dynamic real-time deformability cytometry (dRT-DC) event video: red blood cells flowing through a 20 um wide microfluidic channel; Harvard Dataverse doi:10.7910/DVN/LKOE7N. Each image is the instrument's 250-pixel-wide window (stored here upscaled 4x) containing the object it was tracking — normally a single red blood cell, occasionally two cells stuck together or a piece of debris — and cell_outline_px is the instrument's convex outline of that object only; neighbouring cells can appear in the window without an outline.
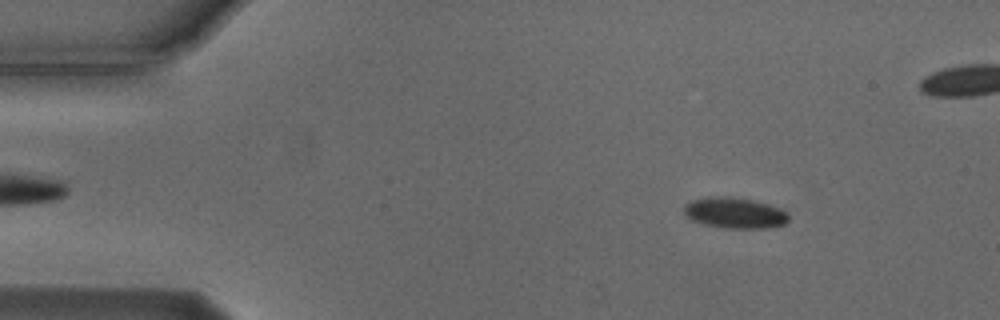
{"species": "Egyptian fruit bat (a non-hibernating species)", "species_latin": "Rousettus aegyptiacus", "temperature_condition": "cold", "stored_images_in_passage": 55, "camera_frame_rate_fps": 3000, "um_per_image_px": 0.085, "animal": {"sex": "male"}, "frame": {"image": 1, "passage_image": 7, "time_ms": 2.0, "image_size_px": [1000, 320], "cell_outline_px": [[788, 220], [784, 224], [764, 228], [724, 228], [704, 224], [692, 220], [684, 216], [684, 204], [692, 200], [712, 196], [728, 196], [752, 200], [768, 204], [784, 212], [788, 216]], "centroid_in_image_um": [62.37, 18.09], "position_along_channel_um": 22.6, "area_um2": 18.61}}
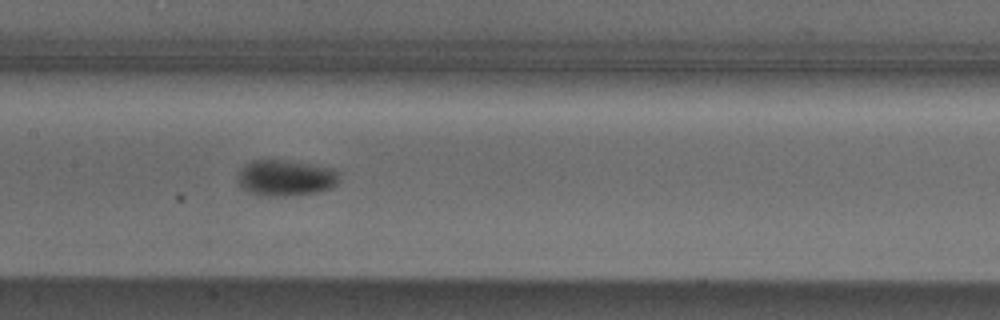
{"frame": {"image": 2, "passage_image": 26, "time_ms": 8.333, "image_size_px": [1000, 320], "cell_outline_px": [[340, 180], [332, 188], [316, 192], [284, 196], [260, 196], [248, 192], [240, 188], [236, 180], [236, 176], [240, 168], [252, 160], [284, 160], [332, 168], [336, 172]], "centroid_in_image_um": [24.2, 15.13], "position_along_channel_um": 183.2, "area_um2": 21.5}}
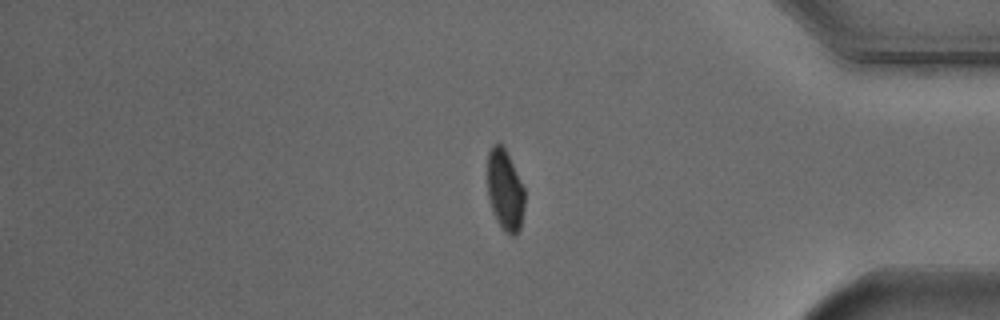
{"frame": {"image": 3, "passage_image": 45, "time_ms": 14.667, "image_size_px": [1000, 320], "cell_outline_px": [[524, 208], [520, 228], [516, 236], [512, 236], [496, 220], [488, 196], [488, 152], [492, 144], [500, 144], [504, 148], [524, 188]], "centroid_in_image_um": [42.92, 16.17], "position_along_channel_um": 392.3, "area_um2": 17.11}, "authors_computed_cell_mechanics": {"area_um2": 18.6694, "velocity_mm_per_s": 3.7321, "shape_relaxation_time_tau1_ms": 3.5296, "shape_relaxation_time_tau2_ms": null, "deformation_change_tau1": 0.0807, "deformation_change_tau2": null}}